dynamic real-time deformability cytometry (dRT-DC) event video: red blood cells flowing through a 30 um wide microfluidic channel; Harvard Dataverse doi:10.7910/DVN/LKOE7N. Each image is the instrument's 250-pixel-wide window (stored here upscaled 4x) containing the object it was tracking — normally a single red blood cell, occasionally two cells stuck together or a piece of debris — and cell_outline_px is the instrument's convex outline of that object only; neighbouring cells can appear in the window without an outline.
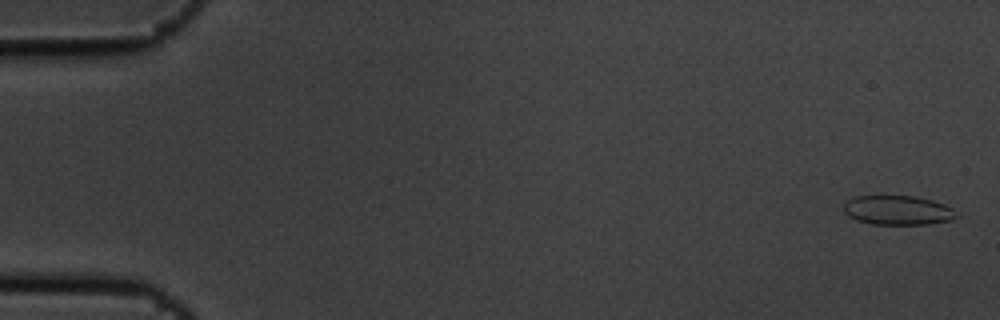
{"species": "common noctule bat (a hibernating species)", "species_latin": "Nyctalus noctula", "temperature_condition": "cold", "stored_images_in_passage": 6, "camera_frame_rate_fps": 3000, "um_per_image_px": 0.085, "animal": {"sex": "male", "body_mass_g": 19.5, "forearm_length_mm": 54.6}, "frame": {"image": 1, "passage_image": 1, "time_ms": 0.0, "image_size_px": [1000, 320], "cell_outline_px": [[960, 216], [952, 220], [928, 224], [872, 224], [856, 220], [848, 216], [844, 212], [844, 200], [852, 196], [916, 196], [932, 200], [944, 204], [952, 208]], "centroid_in_image_um": [76.3, 17.86], "position_along_channel_um": 8.7, "area_um2": 19.54}}
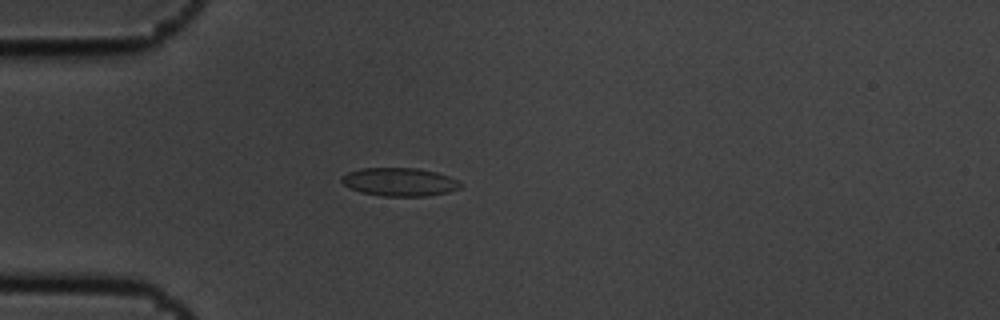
{"frame": {"image": 2, "passage_image": 5, "time_ms": 1.333, "image_size_px": [1000, 320], "cell_outline_px": [[460, 188], [448, 192], [424, 196], [384, 196], [360, 192], [344, 184], [340, 180], [348, 172], [360, 168], [416, 168], [436, 172], [448, 176], [456, 180], [460, 184]], "centroid_in_image_um": [33.95, 15.46], "position_along_channel_um": 51.1, "area_um2": 19.31}}